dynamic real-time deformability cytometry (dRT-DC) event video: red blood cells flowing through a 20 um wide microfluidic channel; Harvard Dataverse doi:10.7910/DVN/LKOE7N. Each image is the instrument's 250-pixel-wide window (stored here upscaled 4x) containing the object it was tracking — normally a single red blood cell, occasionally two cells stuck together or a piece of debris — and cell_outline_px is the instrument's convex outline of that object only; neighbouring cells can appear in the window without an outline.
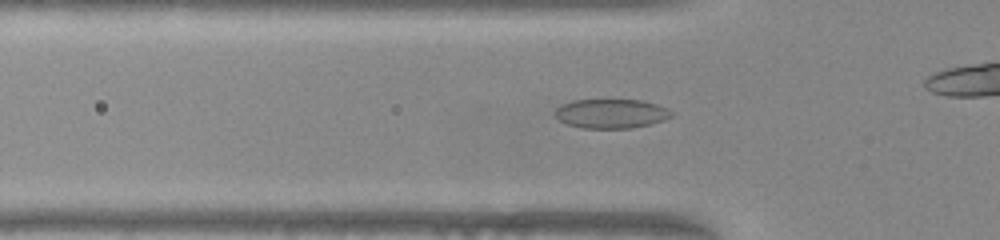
{"species": "common noctule bat (a hibernating species)", "species_latin": "Nyctalus noctula", "temperature_condition": "warm", "stored_images_in_passage": 40, "camera_frame_rate_fps": 3000, "um_per_image_px": 0.085, "animal": {"sex": "female", "body_mass_g": 22.0, "forearm_length_mm": 56.7}, "frame": {"image": 1, "passage_image": 15, "time_ms": 4.667, "image_size_px": [1000, 240], "cell_outline_px": [[676, 112], [672, 116], [664, 120], [632, 128], [584, 128], [568, 124], [560, 120], [556, 116], [556, 108], [560, 104], [572, 100], [640, 100], [656, 104], [668, 108]], "centroid_in_image_um": [51.98, 9.65], "position_along_channel_um": 73.8, "area_um2": 19.83}}
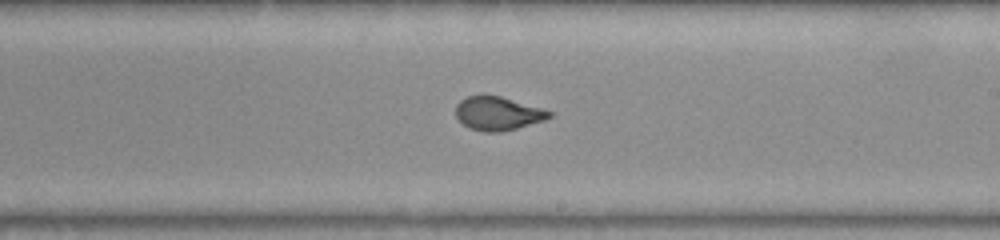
{"frame": {"image": 2, "passage_image": 28, "time_ms": 9.0, "image_size_px": [1000, 240], "cell_outline_px": [[552, 116], [544, 120], [516, 128], [500, 132], [484, 132], [468, 128], [456, 116], [456, 104], [460, 100], [468, 96], [484, 92], [500, 96], [540, 108], [552, 112]], "centroid_in_image_um": [42.26, 9.61], "position_along_channel_um": 246.7, "area_um2": 18.44}}
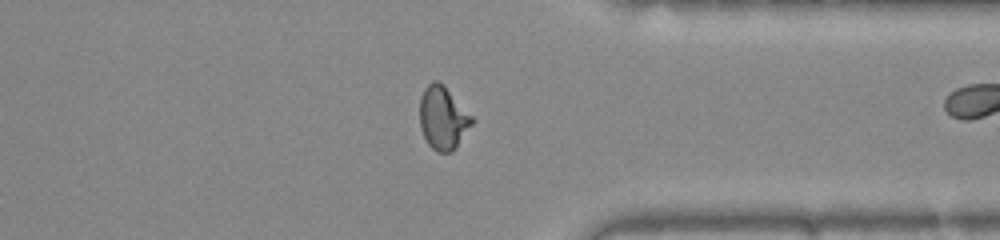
{"frame": {"image": 3, "passage_image": 38, "time_ms": 12.333, "image_size_px": [1000, 240], "cell_outline_px": [[476, 120], [456, 148], [452, 152], [436, 152], [428, 144], [420, 128], [420, 96], [424, 88], [432, 80], [436, 80], [444, 84]], "centroid_in_image_um": [37.66, 10.02], "position_along_channel_um": 373.7, "area_um2": 19.54}}